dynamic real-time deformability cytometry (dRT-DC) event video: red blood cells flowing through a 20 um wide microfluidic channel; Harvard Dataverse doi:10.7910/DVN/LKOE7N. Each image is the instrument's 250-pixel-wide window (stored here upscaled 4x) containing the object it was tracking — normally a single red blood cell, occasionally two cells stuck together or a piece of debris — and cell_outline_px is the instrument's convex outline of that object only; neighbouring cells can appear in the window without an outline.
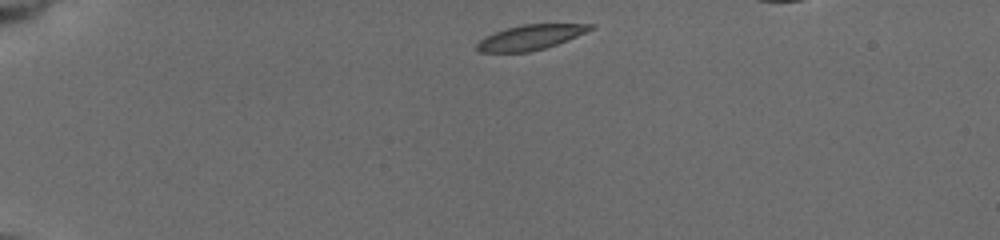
{"species": "common noctule bat (a hibernating species)", "species_latin": "Nyctalus noctula", "temperature_condition": "cold", "stored_images_in_passage": 42, "camera_frame_rate_fps": 3000, "um_per_image_px": 0.085, "animal": {"sex": "female", "body_mass_g": 19.5, "forearm_length_mm": 54.1}, "frame": {"image": 1, "passage_image": 1, "time_ms": 0.0, "image_size_px": [1000, 240], "cell_outline_px": [[596, 28], [568, 40], [544, 48], [528, 52], [480, 52], [476, 48], [476, 44], [484, 36], [508, 28], [524, 24], [596, 24]], "centroid_in_image_um": [45.12, 3.17], "position_along_channel_um": 39.9, "area_um2": 16.42}}
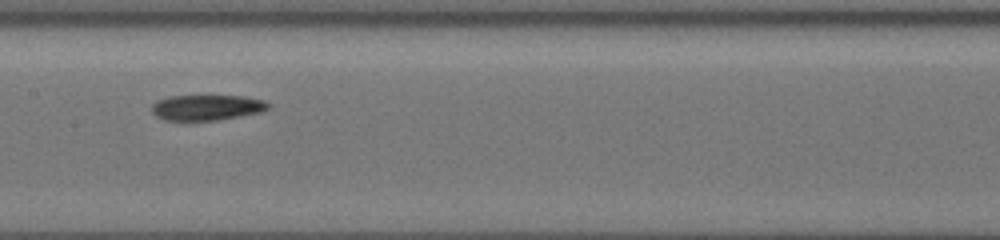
{"frame": {"image": 2, "passage_image": 18, "time_ms": 5.667, "image_size_px": [1000, 240], "cell_outline_px": [[268, 108], [260, 112], [240, 116], [216, 120], [164, 120], [156, 116], [152, 112], [152, 104], [156, 100], [168, 96], [240, 96], [264, 100], [268, 104]], "centroid_in_image_um": [17.52, 9.13], "position_along_channel_um": 189.9, "area_um2": 17.17}}
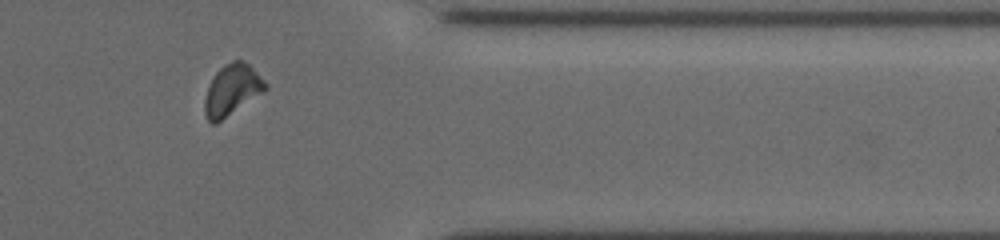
{"frame": {"image": 3, "passage_image": 35, "time_ms": 11.333, "image_size_px": [1000, 240], "cell_outline_px": [[268, 88], [264, 92], [216, 124], [212, 124], [208, 120], [204, 112], [204, 100], [208, 88], [216, 72], [224, 64], [232, 60], [244, 60], [268, 84]], "centroid_in_image_um": [19.73, 7.65], "position_along_channel_um": 391.7, "area_um2": 17.98}}